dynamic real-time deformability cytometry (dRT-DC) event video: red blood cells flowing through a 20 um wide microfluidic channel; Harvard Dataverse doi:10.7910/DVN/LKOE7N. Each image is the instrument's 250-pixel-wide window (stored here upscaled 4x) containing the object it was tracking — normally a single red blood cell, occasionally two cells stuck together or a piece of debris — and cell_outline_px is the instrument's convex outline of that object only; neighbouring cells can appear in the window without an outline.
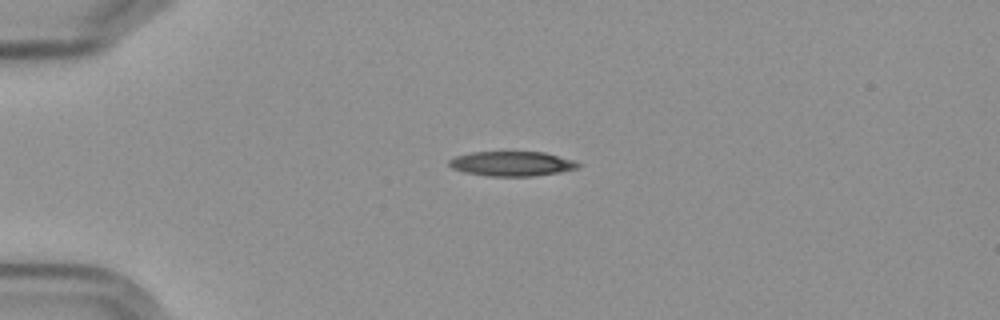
{"species": "Egyptian fruit bat (a non-hibernating species)", "species_latin": "Rousettus aegyptiacus", "temperature_condition": "cold", "stored_images_in_passage": 5, "camera_frame_rate_fps": 3000, "um_per_image_px": 0.085, "frame": {"image": 1, "passage_image": 3, "time_ms": 3.333, "image_size_px": [1000, 320], "cell_outline_px": [[580, 164], [576, 168], [560, 172], [532, 176], [488, 176], [464, 172], [452, 168], [448, 164], [448, 160], [456, 156], [472, 152], [544, 152], [572, 160]], "centroid_in_image_um": [43.46, 13.91], "position_along_channel_um": 41.5, "area_um2": 18.38}}
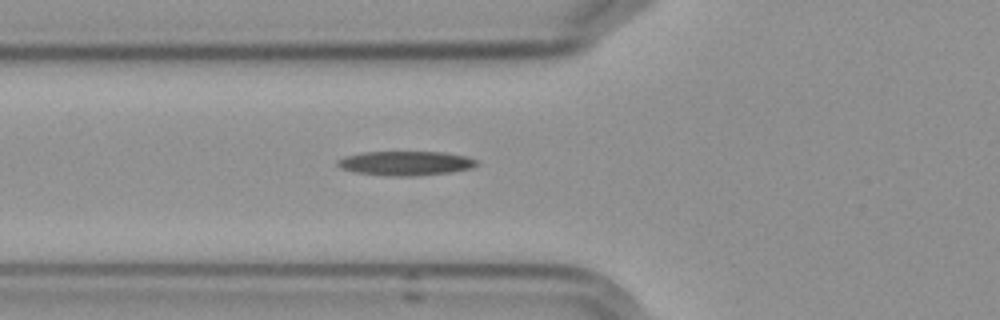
{"frame": {"image": 2, "passage_image": 5, "time_ms": 5.667, "image_size_px": [1000, 320], "cell_outline_px": [[480, 164], [472, 168], [452, 172], [416, 176], [388, 176], [356, 172], [340, 168], [336, 164], [336, 160], [344, 156], [360, 152], [444, 152], [468, 156], [476, 160]], "centroid_in_image_um": [34.49, 13.87], "position_along_channel_um": 91.3, "area_um2": 20.0}}